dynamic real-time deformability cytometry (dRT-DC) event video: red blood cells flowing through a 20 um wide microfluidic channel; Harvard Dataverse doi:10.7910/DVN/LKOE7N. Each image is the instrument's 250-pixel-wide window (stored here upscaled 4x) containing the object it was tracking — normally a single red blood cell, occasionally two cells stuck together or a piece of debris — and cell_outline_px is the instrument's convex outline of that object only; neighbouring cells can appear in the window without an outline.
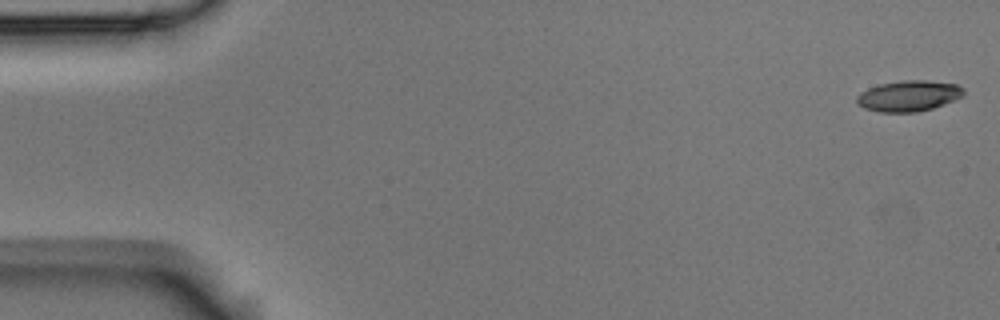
{"species": "Egyptian fruit bat (a non-hibernating species)", "species_latin": "Rousettus aegyptiacus", "temperature_condition": "room temperature", "stored_images_in_passage": 6, "camera_frame_rate_fps": 3000, "um_per_image_px": 0.085, "animal": {"sex": "male"}, "frame": {"image": 1, "passage_image": 1, "time_ms": 0.0, "image_size_px": [1000, 320], "cell_outline_px": [[964, 96], [944, 104], [932, 108], [916, 112], [880, 112], [864, 108], [856, 104], [856, 96], [860, 92], [868, 88], [880, 84], [904, 80], [924, 80], [956, 84], [964, 88]], "centroid_in_image_um": [77.22, 8.15], "position_along_channel_um": 7.8, "area_um2": 19.25}}
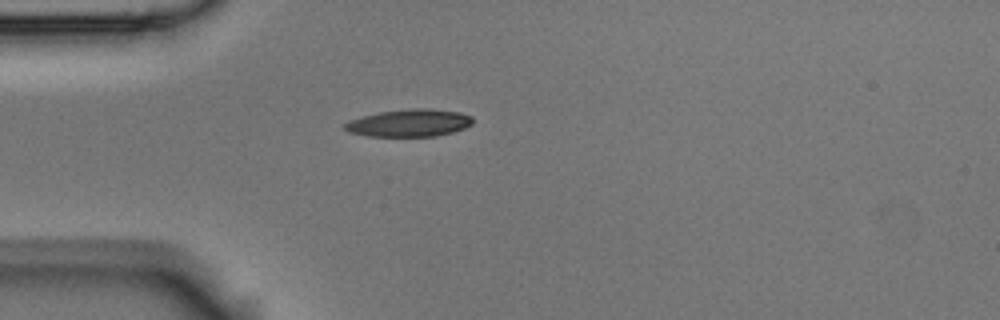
{"frame": {"image": 2, "passage_image": 5, "time_ms": 1.333, "image_size_px": [1000, 320], "cell_outline_px": [[472, 124], [464, 128], [452, 132], [436, 136], [368, 136], [348, 132], [344, 128], [344, 124], [348, 120], [380, 112], [412, 108], [428, 108], [460, 112], [472, 116]], "centroid_in_image_um": [34.79, 10.45], "position_along_channel_um": 50.2, "area_um2": 20.4}}